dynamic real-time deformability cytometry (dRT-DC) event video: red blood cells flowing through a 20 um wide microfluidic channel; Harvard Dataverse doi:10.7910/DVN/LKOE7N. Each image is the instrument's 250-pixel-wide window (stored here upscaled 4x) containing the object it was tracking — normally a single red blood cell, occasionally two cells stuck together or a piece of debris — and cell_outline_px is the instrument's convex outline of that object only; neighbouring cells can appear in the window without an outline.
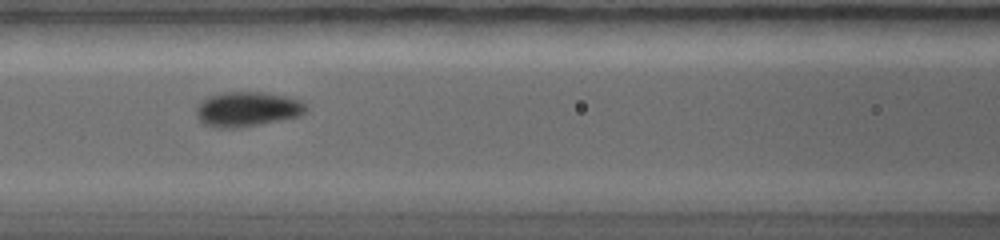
{"species": "common noctule bat (a hibernating species)", "species_latin": "Nyctalus noctula", "temperature_condition": "warm", "stored_images_in_passage": 31, "camera_frame_rate_fps": 5000, "um_per_image_px": 0.085, "animal": {"sex": "female", "body_mass_g": 19.0, "forearm_length_mm": 56.7}, "frame": {"image": 1, "passage_image": 11, "time_ms": 4.4, "image_size_px": [1000, 240], "cell_outline_px": [[308, 108], [300, 116], [236, 128], [216, 128], [204, 124], [196, 116], [196, 108], [208, 96], [224, 92], [264, 92], [284, 96], [300, 100]], "centroid_in_image_um": [21.0, 9.28], "position_along_channel_um": 145.6, "area_um2": 22.02}}
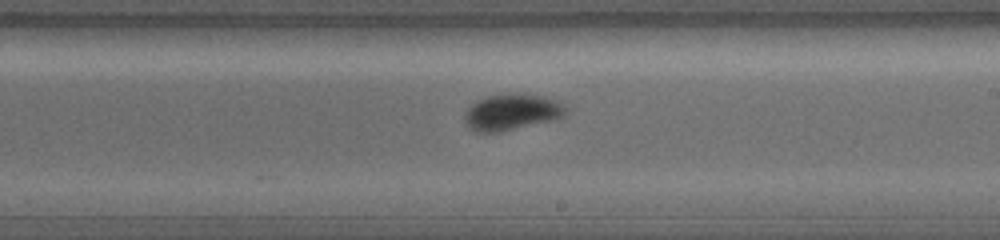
{"frame": {"image": 2, "passage_image": 16, "time_ms": 6.4, "image_size_px": [1000, 240], "cell_outline_px": [[568, 108], [564, 116], [552, 120], [500, 132], [476, 132], [468, 128], [464, 120], [464, 112], [476, 100], [488, 96], [508, 92], [516, 92], [544, 96]], "centroid_in_image_um": [43.44, 9.51], "position_along_channel_um": 245.6, "area_um2": 21.5}}
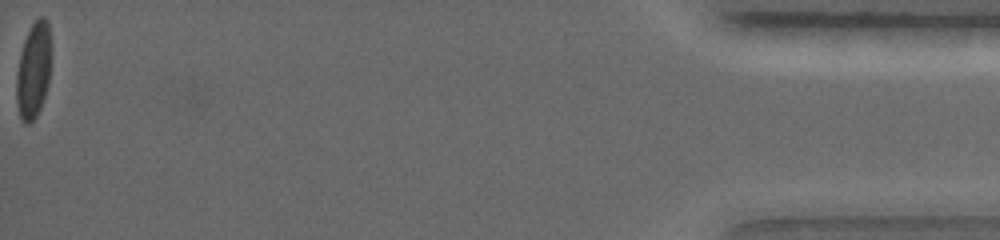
{"frame": {"image": 3, "passage_image": 31, "time_ms": 12.8, "image_size_px": [1000, 240], "cell_outline_px": [[52, 52], [48, 84], [40, 108], [36, 116], [28, 124], [24, 124], [20, 120], [16, 100], [16, 72], [20, 52], [24, 40], [32, 24], [40, 16], [44, 16], [48, 20]], "centroid_in_image_um": [2.85, 5.96], "position_along_channel_um": 432.4, "area_um2": 19.83}}